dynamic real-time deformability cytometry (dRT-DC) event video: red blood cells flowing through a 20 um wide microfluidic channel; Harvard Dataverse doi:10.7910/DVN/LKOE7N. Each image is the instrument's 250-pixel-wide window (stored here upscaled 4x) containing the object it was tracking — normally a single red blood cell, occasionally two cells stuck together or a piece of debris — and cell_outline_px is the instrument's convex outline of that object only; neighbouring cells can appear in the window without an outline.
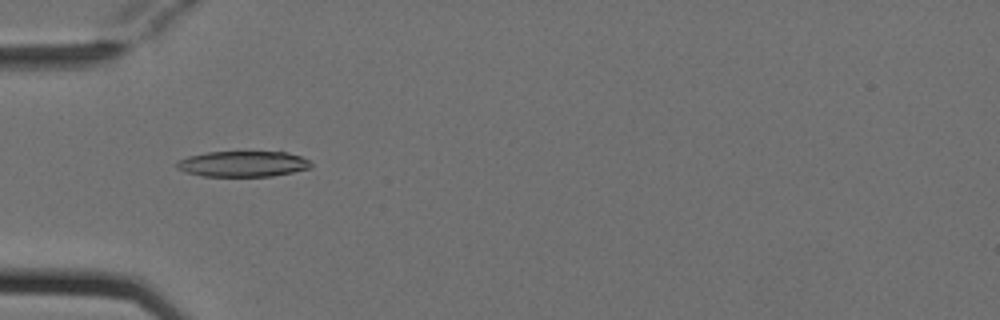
{"species": "Egyptian fruit bat (a non-hibernating species)", "species_latin": "Rousettus aegyptiacus", "temperature_condition": "cold", "stored_images_in_passage": 5, "camera_frame_rate_fps": 3000, "um_per_image_px": 0.085, "animal": {"sex": "female"}, "frame": {"image": 1, "passage_image": 3, "time_ms": 0.667, "image_size_px": [1000, 320], "cell_outline_px": [[312, 168], [272, 176], [204, 176], [184, 172], [176, 168], [176, 160], [188, 156], [208, 152], [284, 152], [300, 156], [308, 160], [312, 164]], "centroid_in_image_um": [20.61, 13.93], "position_along_channel_um": 64.4, "area_um2": 20.11}}
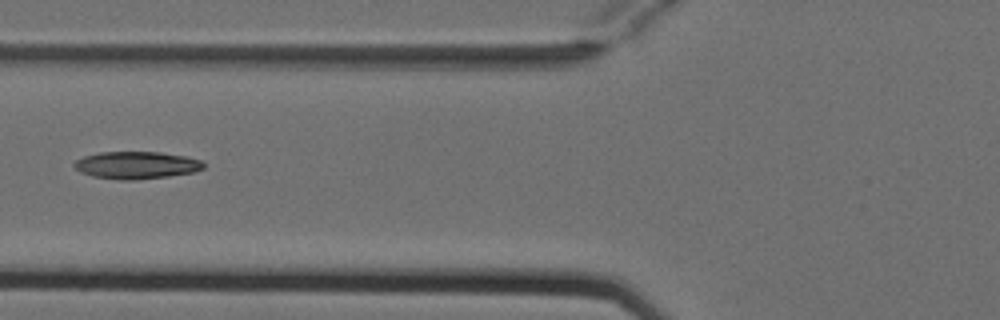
{"frame": {"image": 2, "passage_image": 4, "time_ms": 1.0, "image_size_px": [1000, 320], "cell_outline_px": [[204, 168], [192, 172], [168, 176], [136, 180], [120, 180], [92, 176], [80, 172], [72, 164], [76, 160], [84, 156], [100, 152], [160, 152], [188, 156], [200, 160], [204, 164]], "centroid_in_image_um": [11.58, 14.03], "position_along_channel_um": 114.2, "area_um2": 20.63}}
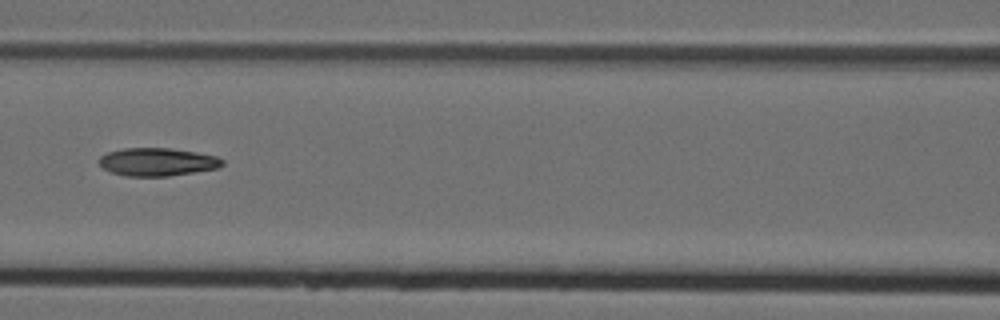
{"frame": {"image": 3, "passage_image": 5, "time_ms": 1.333, "image_size_px": [1000, 320], "cell_outline_px": [[224, 164], [216, 168], [168, 176], [124, 176], [112, 172], [104, 168], [100, 164], [100, 156], [108, 152], [124, 148], [168, 148], [196, 152], [216, 156], [224, 160]], "centroid_in_image_um": [13.37, 13.76], "position_along_channel_um": 153.2, "area_um2": 19.88}}